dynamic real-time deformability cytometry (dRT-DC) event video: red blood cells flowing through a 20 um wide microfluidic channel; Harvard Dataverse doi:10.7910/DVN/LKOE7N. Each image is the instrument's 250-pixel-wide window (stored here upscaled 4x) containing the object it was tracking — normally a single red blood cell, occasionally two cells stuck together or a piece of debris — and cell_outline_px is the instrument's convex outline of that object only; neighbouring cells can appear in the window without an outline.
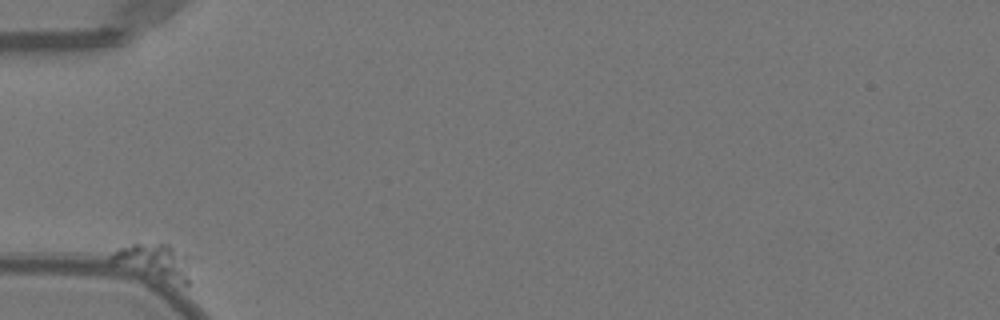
{"species": "Egyptian fruit bat (a non-hibernating species)", "species_latin": "Rousettus aegyptiacus", "temperature_condition": "warm", "stored_images_in_passage": 39, "camera_frame_rate_fps": 3000, "um_per_image_px": 0.085, "animal": {"sex": "female"}, "frame": {"image": 1, "passage_image": 1, "time_ms": 0.0, "image_size_px": [1000, 320], "cell_outline_px": [[188, 288], [108, 260], [108, 256], [112, 252], [120, 248], [132, 244], [168, 244], [188, 256]], "centroid_in_image_um": [13.15, 22.22], "position_along_channel_um": 71.8, "area_um2": 15.66}}
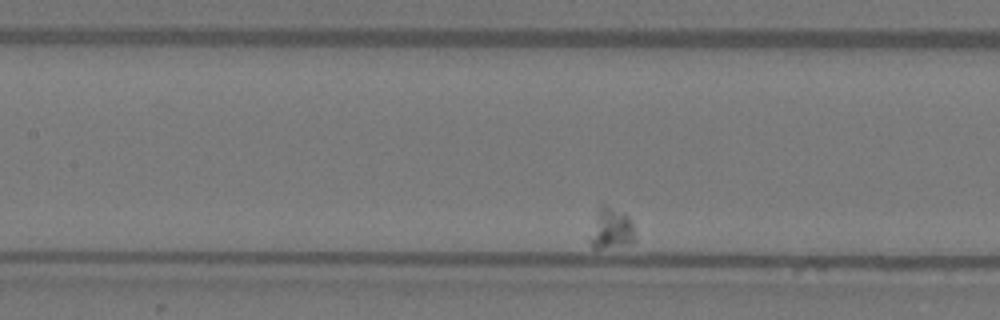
{"frame": {"image": 2, "passage_image": 14, "time_ms": 4.333, "image_size_px": [1000, 320], "cell_outline_px": [[636, 240], [632, 244], [600, 248], [592, 248], [588, 240], [596, 212], [604, 204], [628, 216], [632, 224]], "centroid_in_image_um": [51.94, 19.47], "position_along_channel_um": 155.5, "area_um2": 10.69}}
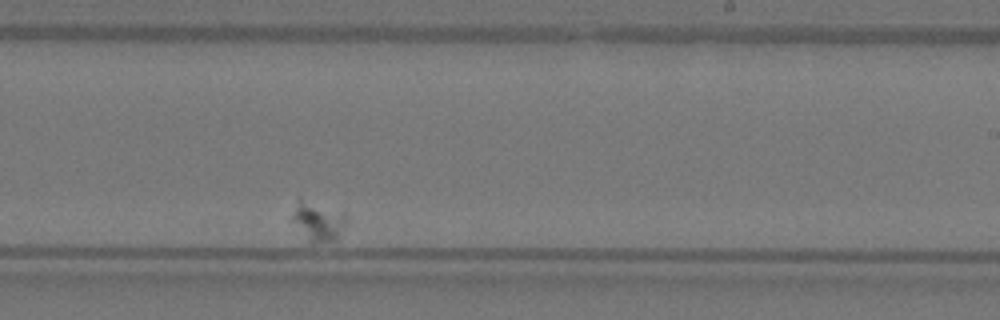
{"frame": {"image": 3, "passage_image": 27, "time_ms": 8.667, "image_size_px": [1000, 320], "cell_outline_px": [[348, 224], [336, 240], [316, 244], [312, 244], [288, 220], [300, 196], [348, 212]], "centroid_in_image_um": [27.06, 18.77], "position_along_channel_um": 261.9, "area_um2": 13.58}}